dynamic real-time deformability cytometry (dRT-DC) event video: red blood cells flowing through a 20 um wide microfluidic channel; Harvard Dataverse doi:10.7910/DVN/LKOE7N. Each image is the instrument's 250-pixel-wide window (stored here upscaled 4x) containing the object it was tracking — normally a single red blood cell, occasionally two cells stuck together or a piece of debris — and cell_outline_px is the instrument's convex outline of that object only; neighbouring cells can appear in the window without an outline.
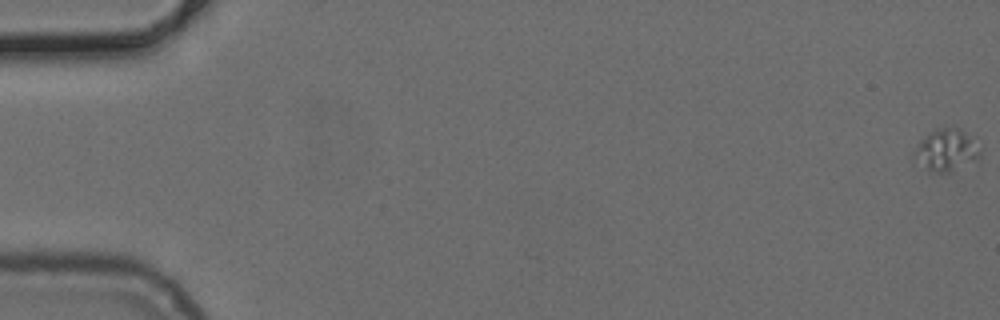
{"species": "common noctule bat (a hibernating species)", "species_latin": "Nyctalus noctula", "temperature_condition": "cold", "stored_images_in_passage": 5, "camera_frame_rate_fps": 3000, "um_per_image_px": 0.085, "animal": {"sex": "female", "body_mass_g": 24.6, "forearm_length_mm": 56.2}, "frame": {"image": 1, "passage_image": 1, "time_ms": 0.0, "image_size_px": [1000, 320], "cell_outline_px": [[980, 156], [976, 160], [948, 172], [936, 172], [928, 168], [912, 156], [912, 152], [920, 140], [936, 128], [960, 128], [976, 136], [980, 148]], "centroid_in_image_um": [80.5, 12.7], "position_along_channel_um": 4.5, "area_um2": 16.13}}